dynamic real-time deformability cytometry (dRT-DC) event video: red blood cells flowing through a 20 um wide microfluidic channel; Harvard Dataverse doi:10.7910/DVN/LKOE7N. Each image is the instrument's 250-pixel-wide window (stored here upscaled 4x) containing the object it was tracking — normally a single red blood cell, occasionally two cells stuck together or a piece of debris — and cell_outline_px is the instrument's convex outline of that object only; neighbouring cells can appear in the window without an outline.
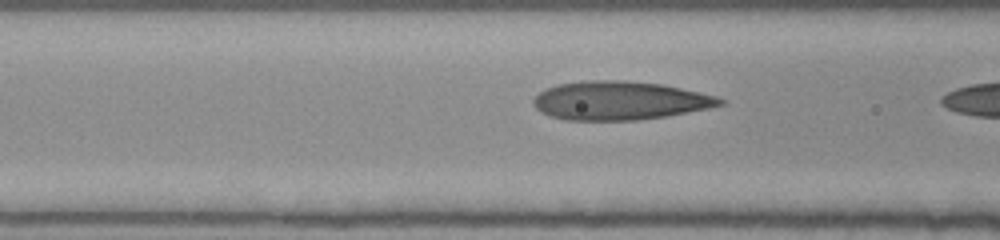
{"species": "human", "species_latin": "Homo sapiens", "temperature_condition": "room temperature", "stored_images_in_passage": 21, "camera_frame_rate_fps": 3000, "um_per_image_px": 0.085, "donor": {"sex": "female"}, "frame": {"image": 1, "passage_image": 20, "time_ms": 6.333, "image_size_px": [1000, 240], "cell_outline_px": [[728, 100], [724, 104], [712, 108], [668, 116], [636, 120], [564, 120], [548, 116], [540, 112], [532, 104], [532, 100], [540, 92], [556, 84], [584, 80], [624, 80], [664, 84], [716, 96]], "centroid_in_image_um": [52.69, 8.55], "position_along_channel_um": 113.9, "area_um2": 42.48}}